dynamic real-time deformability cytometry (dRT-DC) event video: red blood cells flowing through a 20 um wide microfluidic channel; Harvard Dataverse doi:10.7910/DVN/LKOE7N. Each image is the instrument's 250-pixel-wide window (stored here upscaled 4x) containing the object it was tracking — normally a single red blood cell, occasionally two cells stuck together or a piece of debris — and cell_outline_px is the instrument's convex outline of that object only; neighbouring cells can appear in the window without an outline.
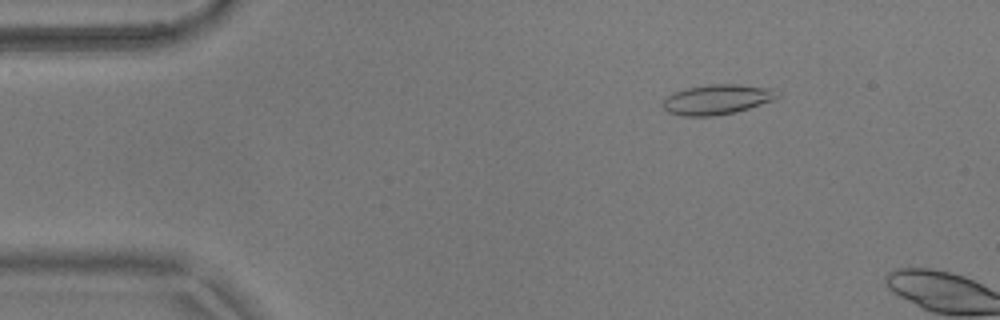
{"species": "common noctule bat (a hibernating species)", "species_latin": "Nyctalus noctula", "temperature_condition": "warm", "stored_images_in_passage": 5, "camera_frame_rate_fps": 3000, "um_per_image_px": 0.085, "animal": {"sex": "male", "body_mass_g": 17.9}, "frame": {"image": 1, "passage_image": 3, "time_ms": 0.667, "image_size_px": [1000, 320], "cell_outline_px": [[780, 96], [776, 100], [736, 112], [712, 116], [680, 116], [668, 112], [664, 108], [664, 100], [668, 96], [676, 92], [688, 88], [708, 84], [736, 84], [772, 88], [780, 92]], "centroid_in_image_um": [61.03, 8.46], "position_along_channel_um": 24.0, "area_um2": 20.06}}